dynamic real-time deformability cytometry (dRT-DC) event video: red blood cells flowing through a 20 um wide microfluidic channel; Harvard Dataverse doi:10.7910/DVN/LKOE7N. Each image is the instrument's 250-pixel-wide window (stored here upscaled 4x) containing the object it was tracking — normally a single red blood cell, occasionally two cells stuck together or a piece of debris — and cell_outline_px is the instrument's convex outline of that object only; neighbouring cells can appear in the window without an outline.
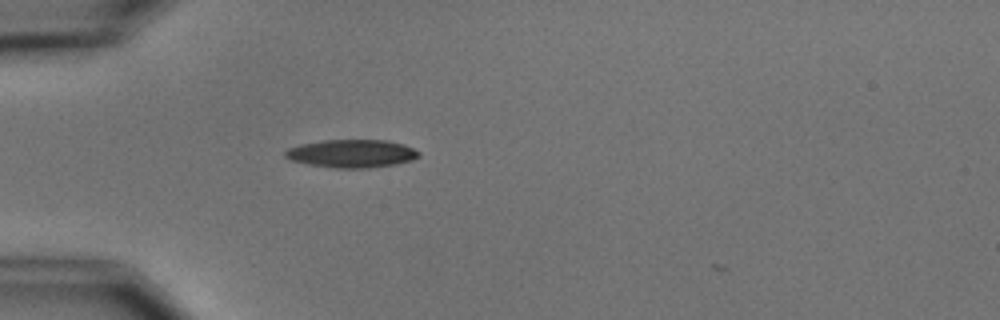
{"species": "common noctule bat (a hibernating species)", "species_latin": "Nyctalus noctula", "temperature_condition": "cold", "stored_images_in_passage": 1, "camera_frame_rate_fps": 3000, "um_per_image_px": 0.085, "animal": {"sex": "male", "body_mass_g": 15.6}, "frame": {"image": 1, "passage_image": 1, "time_ms": 0.0, "image_size_px": [1000, 320], "cell_outline_px": [[420, 156], [412, 160], [396, 164], [368, 168], [336, 168], [308, 164], [292, 160], [284, 156], [284, 152], [288, 148], [300, 144], [324, 140], [388, 140], [404, 144], [420, 152]], "centroid_in_image_um": [29.91, 13.05], "position_along_channel_um": 55.1, "area_um2": 21.85}}